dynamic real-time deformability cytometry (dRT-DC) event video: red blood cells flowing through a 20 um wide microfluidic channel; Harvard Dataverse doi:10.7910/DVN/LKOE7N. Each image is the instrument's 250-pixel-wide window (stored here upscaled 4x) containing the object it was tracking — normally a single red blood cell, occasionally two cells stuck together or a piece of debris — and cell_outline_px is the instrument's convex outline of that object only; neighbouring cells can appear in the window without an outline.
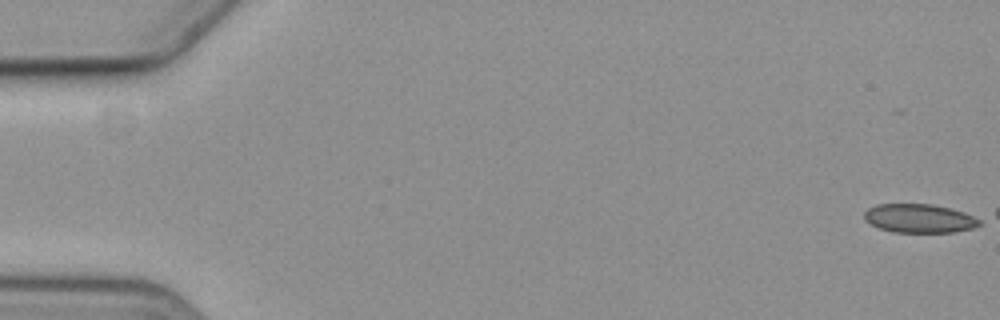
{"species": "common noctule bat (a hibernating species)", "species_latin": "Nyctalus noctula", "temperature_condition": "cold", "stored_images_in_passage": 4, "camera_frame_rate_fps": 3000, "um_per_image_px": 0.085, "animal": {"sex": "female", "body_mass_g": 19.3, "forearm_length_mm": 54.1}, "frame": {"image": 1, "passage_image": 1, "time_ms": 0.0, "image_size_px": [1000, 320], "cell_outline_px": [[980, 224], [972, 228], [952, 232], [892, 232], [880, 228], [864, 220], [864, 212], [868, 208], [876, 204], [932, 204], [964, 212], [980, 220]], "centroid_in_image_um": [78.1, 18.56], "position_along_channel_um": 6.9, "area_um2": 19.13}}